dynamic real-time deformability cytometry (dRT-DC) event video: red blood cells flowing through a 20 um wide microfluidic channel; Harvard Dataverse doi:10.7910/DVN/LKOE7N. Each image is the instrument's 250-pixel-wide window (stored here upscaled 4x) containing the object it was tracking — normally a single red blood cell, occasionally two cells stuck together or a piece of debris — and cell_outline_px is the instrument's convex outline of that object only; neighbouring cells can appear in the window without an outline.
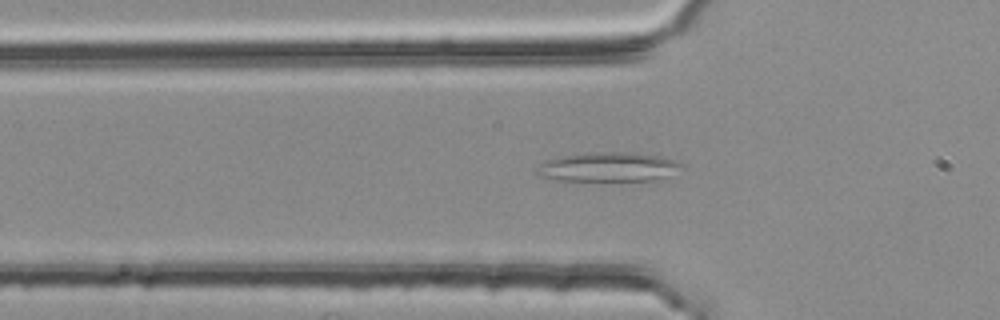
{"species": "common noctule bat (a hibernating species)", "species_latin": "Nyctalus noctula", "temperature_condition": "room temperature", "stored_images_in_passage": 47, "camera_frame_rate_fps": 3000, "um_per_image_px": 0.085, "animal": {"sex": "female", "body_mass_g": 25.1}, "frame": {"image": 1, "passage_image": 11, "time_ms": 3.333, "image_size_px": [1000, 320], "cell_outline_px": [[680, 164], [668, 176], [656, 180], [556, 180], [540, 176], [536, 172], [536, 168], [544, 160], [564, 156], [588, 152], [636, 152], [660, 156], [672, 160]], "centroid_in_image_um": [51.61, 14.18], "position_along_channel_um": 74.2, "area_um2": 24.33}}
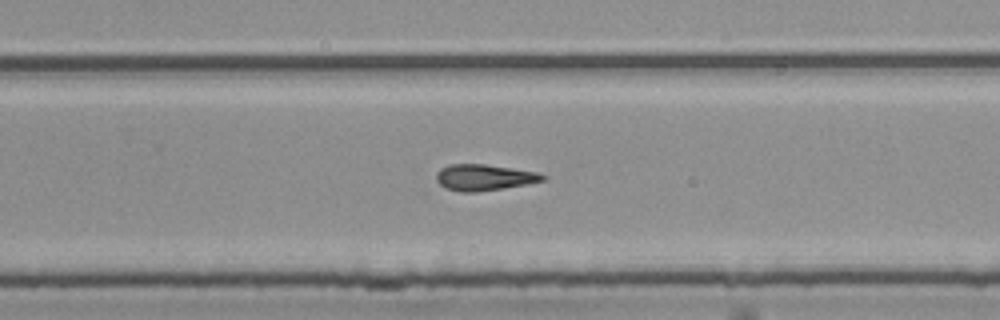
{"frame": {"image": 2, "passage_image": 28, "time_ms": 9.0, "image_size_px": [1000, 320], "cell_outline_px": [[548, 176], [544, 180], [504, 188], [476, 192], [460, 192], [448, 188], [440, 184], [436, 180], [436, 172], [440, 168], [448, 164], [484, 164], [512, 168], [536, 172]], "centroid_in_image_um": [41.12, 15.07], "position_along_channel_um": 288.7, "area_um2": 16.13}}
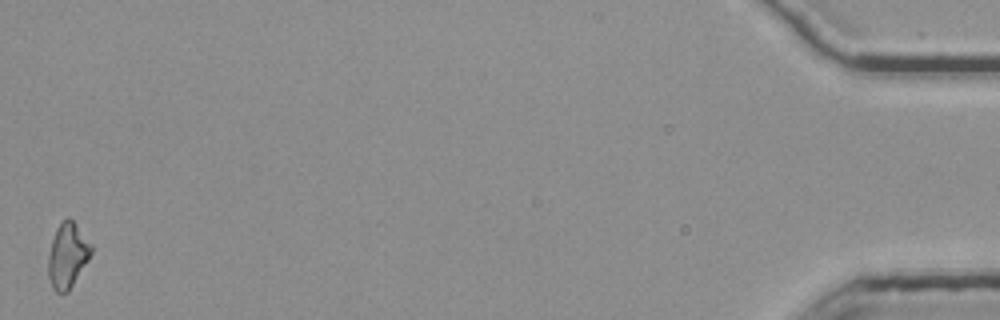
{"frame": {"image": 3, "passage_image": 47, "time_ms": 15.333, "image_size_px": [1000, 320], "cell_outline_px": [[92, 252], [88, 260], [68, 292], [56, 292], [52, 288], [48, 276], [48, 256], [52, 240], [56, 228], [68, 216], [72, 220], [92, 244]], "centroid_in_image_um": [5.73, 21.72], "position_along_channel_um": 429.5, "area_um2": 16.13}}